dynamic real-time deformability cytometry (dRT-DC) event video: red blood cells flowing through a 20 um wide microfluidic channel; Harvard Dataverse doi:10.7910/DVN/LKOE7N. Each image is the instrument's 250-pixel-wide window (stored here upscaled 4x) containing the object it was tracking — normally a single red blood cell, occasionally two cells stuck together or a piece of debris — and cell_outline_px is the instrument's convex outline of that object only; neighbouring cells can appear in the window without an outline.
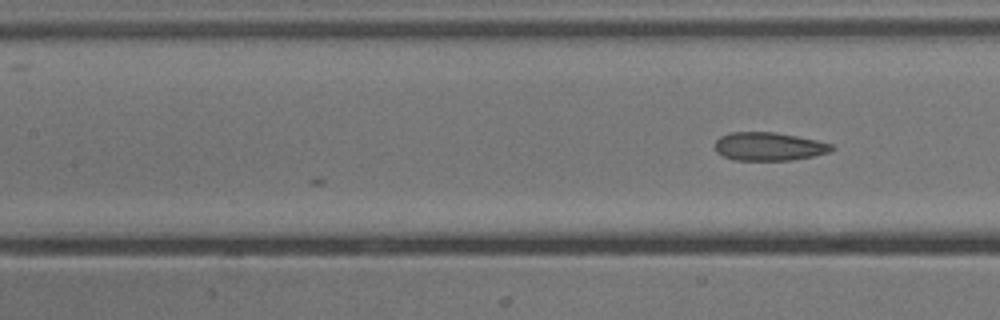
{"species": "common noctule bat (a hibernating species)", "species_latin": "Nyctalus noctula", "temperature_condition": "cold", "stored_images_in_passage": 23, "camera_frame_rate_fps": 3000, "um_per_image_px": 0.085, "animal": {"sex": "male", "body_mass_g": 13.3}, "frame": {"image": 1, "passage_image": 23, "time_ms": 7.333, "image_size_px": [1000, 320], "cell_outline_px": [[836, 148], [832, 152], [792, 160], [736, 160], [724, 156], [716, 152], [716, 140], [720, 136], [732, 132], [776, 132], [816, 140], [832, 144]], "centroid_in_image_um": [65.39, 12.45], "position_along_channel_um": 142.0, "area_um2": 19.25}}